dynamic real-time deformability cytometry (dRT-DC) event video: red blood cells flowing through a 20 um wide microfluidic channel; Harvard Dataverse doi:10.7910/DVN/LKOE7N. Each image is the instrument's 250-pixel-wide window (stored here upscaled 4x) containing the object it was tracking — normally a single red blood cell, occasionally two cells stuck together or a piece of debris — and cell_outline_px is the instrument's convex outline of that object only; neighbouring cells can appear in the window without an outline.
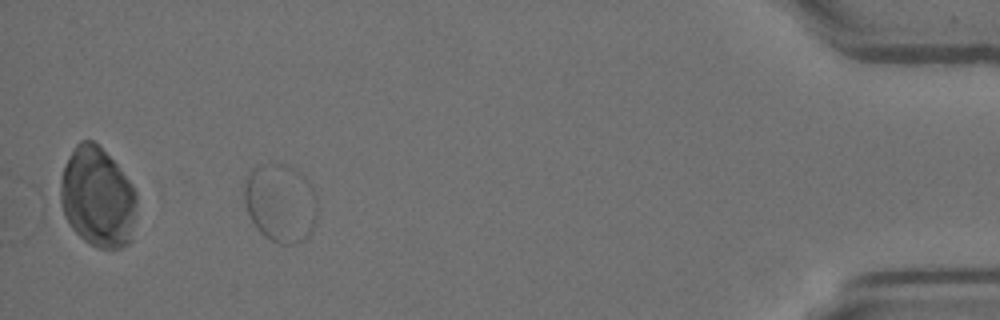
{"species": "Egyptian fruit bat (a non-hibernating species)", "species_latin": "Rousettus aegyptiacus", "temperature_condition": "room temperature", "stored_images_in_passage": 40, "camera_frame_rate_fps": 3000, "um_per_image_px": 0.085, "animal": {"sex": "female"}, "frame": {"image": 1, "passage_image": 40, "time_ms": 13.0, "image_size_px": [1000, 320], "cell_outline_px": [[316, 220], [312, 232], [304, 240], [292, 244], [280, 244], [264, 236], [256, 228], [248, 212], [244, 200], [244, 184], [248, 172], [252, 168], [264, 164], [284, 164], [296, 168], [308, 180], [316, 196]], "centroid_in_image_um": [23.84, 17.24], "position_along_channel_um": 411.4, "area_um2": 33.64}}